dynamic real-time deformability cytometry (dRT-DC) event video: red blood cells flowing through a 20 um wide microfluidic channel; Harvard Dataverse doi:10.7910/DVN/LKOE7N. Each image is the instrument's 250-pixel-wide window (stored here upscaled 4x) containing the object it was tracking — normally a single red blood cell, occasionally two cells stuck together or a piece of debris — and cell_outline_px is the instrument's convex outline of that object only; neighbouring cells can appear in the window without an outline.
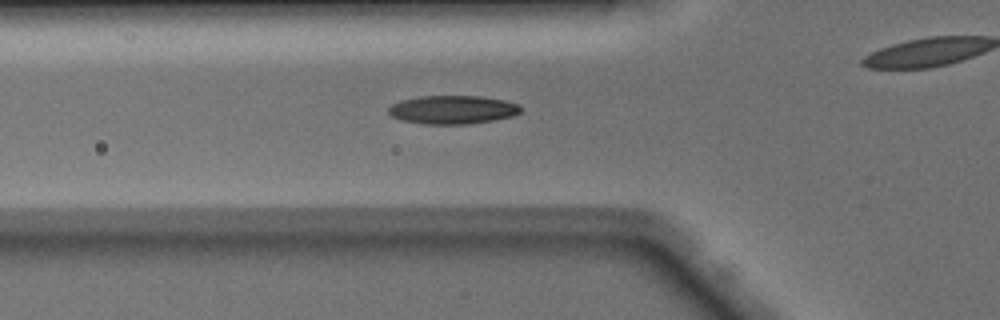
{"species": "Egyptian fruit bat (a non-hibernating species)", "species_latin": "Rousettus aegyptiacus", "temperature_condition": "warm", "stored_images_in_passage": 5, "camera_frame_rate_fps": 3000, "um_per_image_px": 0.085, "animal": {"sex": "male"}, "frame": {"image": 1, "passage_image": 2, "time_ms": 0.333, "image_size_px": [1000, 320], "cell_outline_px": [[524, 108], [520, 112], [512, 116], [492, 120], [468, 124], [424, 124], [404, 120], [392, 116], [388, 112], [388, 108], [392, 104], [400, 100], [420, 96], [480, 96], [504, 100], [520, 104]], "centroid_in_image_um": [38.5, 9.31], "position_along_channel_um": 87.3, "area_um2": 21.96}}
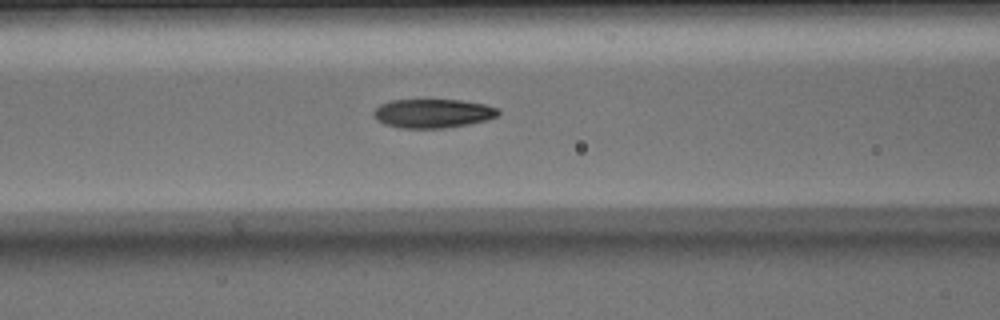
{"frame": {"image": 2, "passage_image": 5, "time_ms": 1.333, "image_size_px": [1000, 320], "cell_outline_px": [[500, 116], [488, 120], [468, 124], [444, 128], [400, 128], [384, 124], [376, 120], [372, 112], [380, 104], [392, 100], [428, 96], [460, 100], [484, 104], [496, 108], [500, 112]], "centroid_in_image_um": [36.76, 9.59], "position_along_channel_um": 129.8, "area_um2": 22.08}}